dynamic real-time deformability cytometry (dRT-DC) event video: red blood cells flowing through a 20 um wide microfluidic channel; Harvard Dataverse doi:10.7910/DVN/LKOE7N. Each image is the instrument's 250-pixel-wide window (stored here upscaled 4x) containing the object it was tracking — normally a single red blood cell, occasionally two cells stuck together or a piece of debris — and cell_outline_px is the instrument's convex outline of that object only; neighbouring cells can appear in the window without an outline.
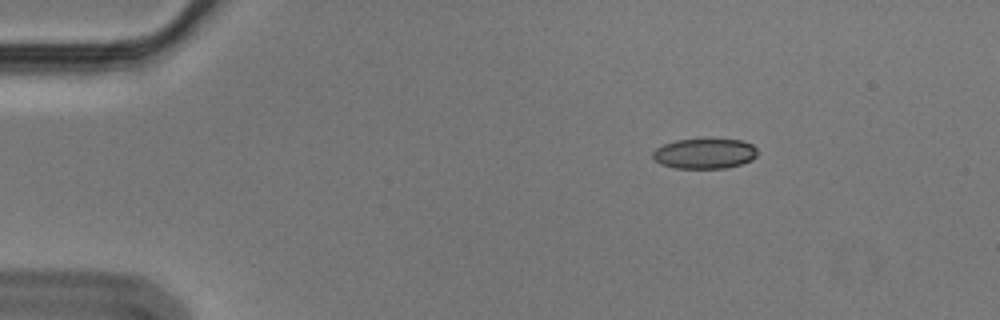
{"species": "Egyptian fruit bat (a non-hibernating species)", "species_latin": "Rousettus aegyptiacus", "temperature_condition": "cold", "stored_images_in_passage": 48, "camera_frame_rate_fps": 3000, "um_per_image_px": 0.085, "animal": {"sex": "male"}, "frame": {"image": 1, "passage_image": 1, "time_ms": 0.0, "image_size_px": [1000, 320], "cell_outline_px": [[756, 156], [752, 160], [740, 164], [724, 168], [676, 168], [660, 164], [652, 156], [652, 152], [656, 148], [664, 144], [676, 140], [704, 136], [744, 140], [752, 144], [756, 148]], "centroid_in_image_um": [59.9, 12.99], "position_along_channel_um": 25.1, "area_um2": 19.19}}
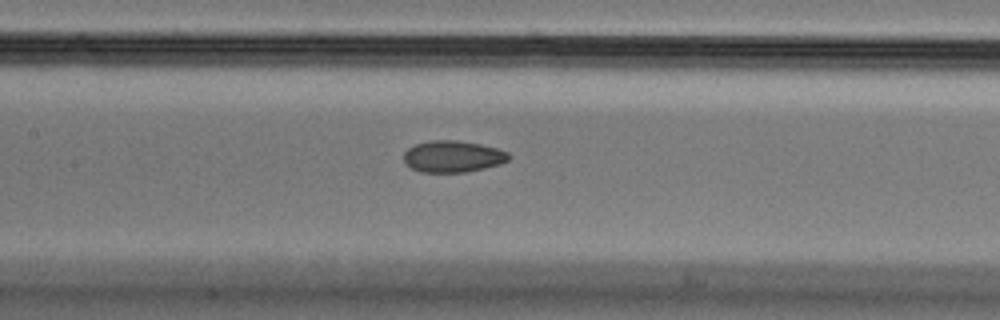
{"frame": {"image": 2, "passage_image": 19, "time_ms": 6.0, "image_size_px": [1000, 320], "cell_outline_px": [[508, 160], [500, 164], [484, 168], [464, 172], [420, 172], [404, 164], [404, 152], [408, 148], [416, 144], [428, 140], [456, 140], [480, 144], [496, 148], [508, 152]], "centroid_in_image_um": [38.45, 13.3], "position_along_channel_um": 169.0, "area_um2": 19.31}}
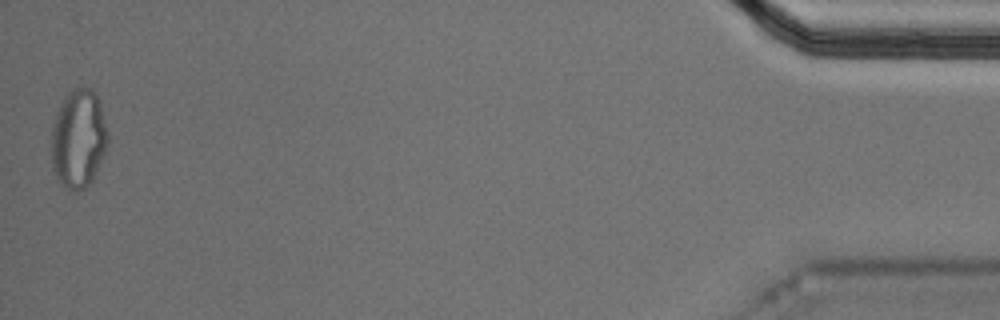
{"frame": {"image": 3, "passage_image": 48, "time_ms": 15.667, "image_size_px": [1000, 320], "cell_outline_px": [[108, 144], [92, 180], [84, 188], [76, 192], [68, 188], [52, 172], [52, 128], [56, 116], [68, 92], [76, 88], [88, 88], [96, 96], [100, 104], [108, 132]], "centroid_in_image_um": [6.68, 11.82], "position_along_channel_um": 428.5, "area_um2": 31.73}, "authors_computed_cell_mechanics": {"area_um2": 19.8832, "velocity_mm_per_s": 3.5874, "shape_relaxation_time_tau1_ms": null, "shape_relaxation_time_tau2_ms": 3.1346, "deformation_change_tau1": null, "deformation_change_tau2": 0.0798}}